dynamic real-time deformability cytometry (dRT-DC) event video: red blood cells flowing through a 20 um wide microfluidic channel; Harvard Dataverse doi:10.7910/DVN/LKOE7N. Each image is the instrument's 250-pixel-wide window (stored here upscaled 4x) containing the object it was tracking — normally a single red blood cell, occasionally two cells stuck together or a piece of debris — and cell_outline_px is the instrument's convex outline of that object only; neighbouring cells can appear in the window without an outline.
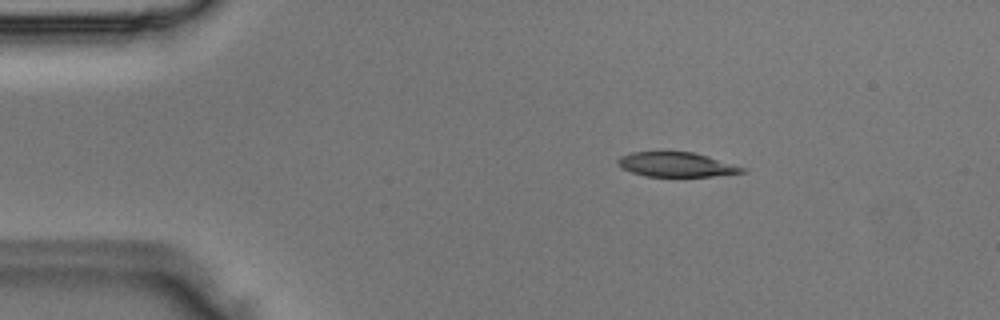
{"species": "Egyptian fruit bat (a non-hibernating species)", "species_latin": "Rousettus aegyptiacus", "temperature_condition": "room temperature", "stored_images_in_passage": 3, "camera_frame_rate_fps": 3000, "um_per_image_px": 0.085, "animal": {"sex": "male"}, "frame": {"image": 1, "passage_image": 1, "time_ms": 0.0, "image_size_px": [1000, 320], "cell_outline_px": [[748, 168], [744, 172], [712, 176], [644, 176], [620, 168], [616, 160], [620, 156], [632, 152], [692, 152], [708, 156]], "centroid_in_image_um": [57.48, 13.99], "position_along_channel_um": 27.5, "area_um2": 17.74}}